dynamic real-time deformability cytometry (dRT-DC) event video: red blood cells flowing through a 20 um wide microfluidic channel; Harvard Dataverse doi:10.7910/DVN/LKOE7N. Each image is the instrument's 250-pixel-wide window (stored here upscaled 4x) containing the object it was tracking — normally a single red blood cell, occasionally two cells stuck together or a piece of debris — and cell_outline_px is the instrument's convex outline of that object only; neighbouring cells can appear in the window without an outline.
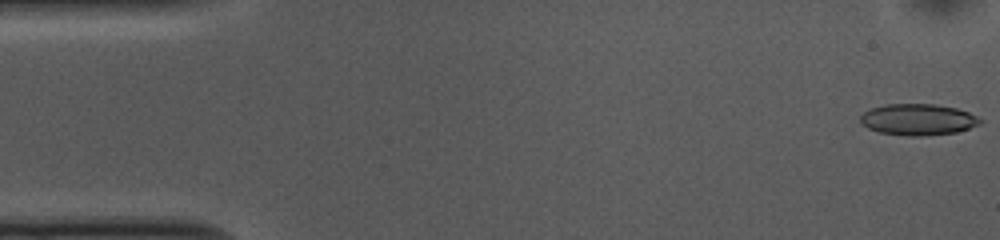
{"species": "common noctule bat (a hibernating species)", "species_latin": "Nyctalus noctula", "temperature_condition": "cold", "stored_images_in_passage": 52, "camera_frame_rate_fps": 3000, "um_per_image_px": 0.085, "animal": {"sex": "female", "body_mass_g": 10.0, "forearm_length_mm": 53.1}, "frame": {"image": 1, "passage_image": 1, "time_ms": 0.0, "image_size_px": [1000, 240], "cell_outline_px": [[984, 120], [980, 124], [956, 132], [920, 136], [908, 136], [880, 132], [868, 128], [860, 120], [860, 116], [864, 112], [872, 108], [888, 104], [936, 104], [956, 108], [968, 112]], "centroid_in_image_um": [78.05, 10.16], "position_along_channel_um": 7.0, "area_um2": 21.68}}
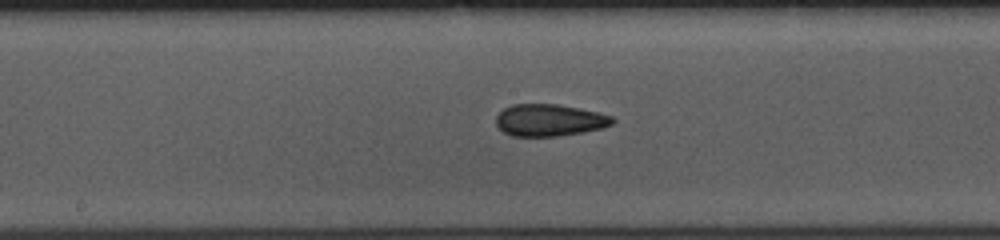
{"frame": {"image": 2, "passage_image": 26, "time_ms": 8.333, "image_size_px": [1000, 240], "cell_outline_px": [[616, 120], [612, 124], [604, 128], [584, 132], [560, 136], [512, 136], [504, 132], [496, 124], [496, 116], [504, 108], [512, 104], [556, 104], [600, 112], [612, 116]], "centroid_in_image_um": [46.73, 10.21], "position_along_channel_um": 201.5, "area_um2": 21.85}}
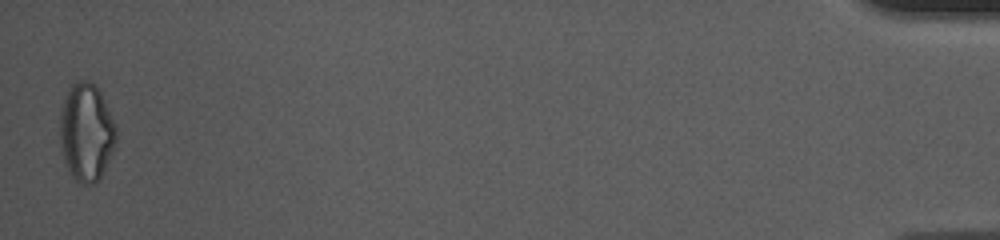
{"frame": {"image": 3, "passage_image": 52, "time_ms": 17.0, "image_size_px": [1000, 240], "cell_outline_px": [[116, 140], [112, 152], [100, 180], [92, 184], [84, 184], [76, 180], [72, 176], [64, 160], [60, 140], [60, 108], [64, 96], [68, 88], [76, 80], [84, 80], [96, 84], [116, 124]], "centroid_in_image_um": [7.33, 11.21], "position_along_channel_um": 427.9, "area_um2": 32.25}, "authors_computed_cell_mechanics": {"area_um2": 22.0218, "velocity_mm_per_s": 3.7355, "shape_relaxation_time_tau1_ms": 7.3313, "shape_relaxation_time_tau2_ms": 3.1161, "deformation_change_tau1": 0.142, "deformation_change_tau2": 0.0914}}